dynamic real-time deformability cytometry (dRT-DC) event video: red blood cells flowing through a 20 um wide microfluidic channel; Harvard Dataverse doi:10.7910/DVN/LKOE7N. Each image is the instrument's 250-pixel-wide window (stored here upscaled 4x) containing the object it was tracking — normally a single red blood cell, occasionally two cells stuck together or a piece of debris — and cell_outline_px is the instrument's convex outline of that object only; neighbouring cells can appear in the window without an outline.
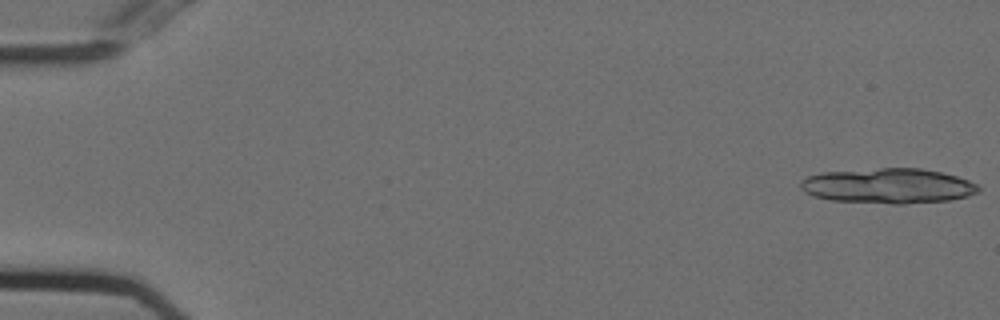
{"species": "Egyptian fruit bat (a non-hibernating species)", "species_latin": "Rousettus aegyptiacus", "temperature_condition": "cold", "stored_images_in_passage": 21, "camera_frame_rate_fps": 3000, "um_per_image_px": 0.085, "animal": {"sex": "female"}, "frame": {"image": 1, "passage_image": 1, "time_ms": 0.0, "image_size_px": [1000, 320], "cell_outline_px": [[980, 192], [968, 196], [948, 200], [904, 204], [892, 204], [832, 200], [816, 196], [804, 192], [800, 188], [800, 180], [808, 176], [824, 172], [880, 168], [920, 168], [940, 172], [956, 176], [968, 180], [976, 184], [980, 188]], "centroid_in_image_um": [75.5, 15.8], "position_along_channel_um": 9.5, "area_um2": 36.36}}